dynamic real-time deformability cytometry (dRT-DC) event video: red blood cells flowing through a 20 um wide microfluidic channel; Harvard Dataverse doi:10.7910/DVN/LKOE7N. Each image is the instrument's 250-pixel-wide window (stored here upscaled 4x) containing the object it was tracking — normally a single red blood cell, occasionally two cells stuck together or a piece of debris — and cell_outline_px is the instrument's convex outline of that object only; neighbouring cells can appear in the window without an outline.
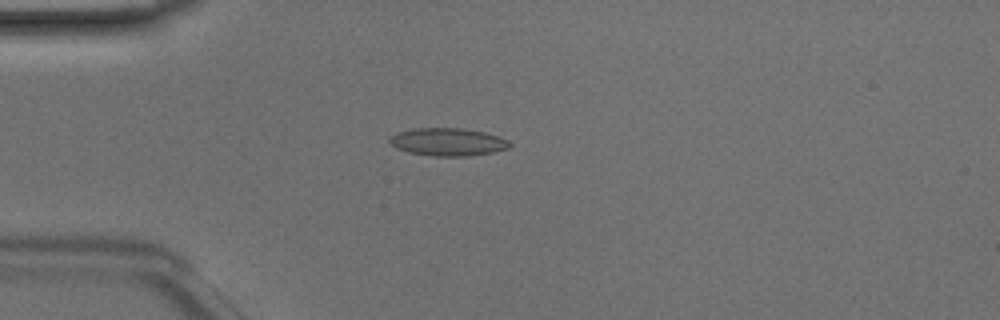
{"species": "Egyptian fruit bat (a non-hibernating species)", "species_latin": "Rousettus aegyptiacus", "temperature_condition": "room temperature", "stored_images_in_passage": 42, "camera_frame_rate_fps": 3000, "um_per_image_px": 0.085, "animal": {"sex": "male"}, "frame": {"image": 1, "passage_image": 11, "time_ms": 3.333, "image_size_px": [1000, 320], "cell_outline_px": [[512, 144], [508, 148], [492, 152], [468, 156], [432, 156], [408, 152], [396, 148], [388, 144], [388, 140], [396, 132], [412, 128], [464, 128], [484, 132], [508, 140]], "centroid_in_image_um": [38.01, 12.06], "position_along_channel_um": 47.0, "area_um2": 19.54}}
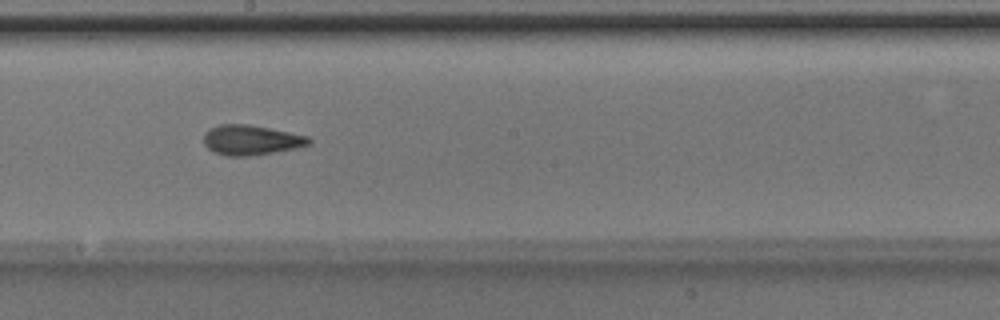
{"frame": {"image": 2, "passage_image": 25, "time_ms": 8.0, "image_size_px": [1000, 320], "cell_outline_px": [[312, 144], [296, 148], [248, 156], [228, 156], [212, 152], [204, 144], [204, 132], [208, 128], [220, 124], [248, 124], [308, 136], [312, 140]], "centroid_in_image_um": [21.31, 11.9], "position_along_channel_um": 226.9, "area_um2": 18.38}}
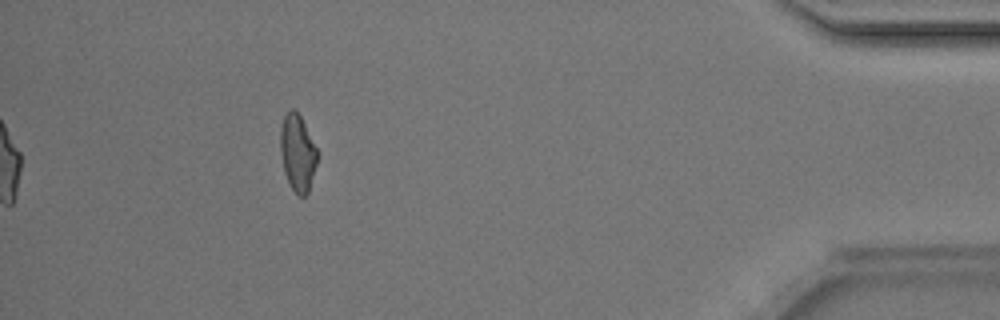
{"frame": {"image": 3, "passage_image": 42, "time_ms": 13.667, "image_size_px": [1000, 320], "cell_outline_px": [[320, 156], [308, 192], [304, 196], [300, 196], [292, 188], [284, 172], [280, 152], [280, 128], [284, 116], [288, 108], [296, 108], [320, 152]], "centroid_in_image_um": [25.32, 12.93], "position_along_channel_um": 409.9, "area_um2": 16.99}, "authors_computed_cell_mechanics": {"area_um2": 18.4382, "velocity_mm_per_s": 4.2036, "shape_relaxation_time_tau1_ms": 5.5348, "shape_relaxation_time_tau2_ms": 1.7404, "deformation_change_tau1": 0.1237, "deformation_change_tau2": 0.0792}}